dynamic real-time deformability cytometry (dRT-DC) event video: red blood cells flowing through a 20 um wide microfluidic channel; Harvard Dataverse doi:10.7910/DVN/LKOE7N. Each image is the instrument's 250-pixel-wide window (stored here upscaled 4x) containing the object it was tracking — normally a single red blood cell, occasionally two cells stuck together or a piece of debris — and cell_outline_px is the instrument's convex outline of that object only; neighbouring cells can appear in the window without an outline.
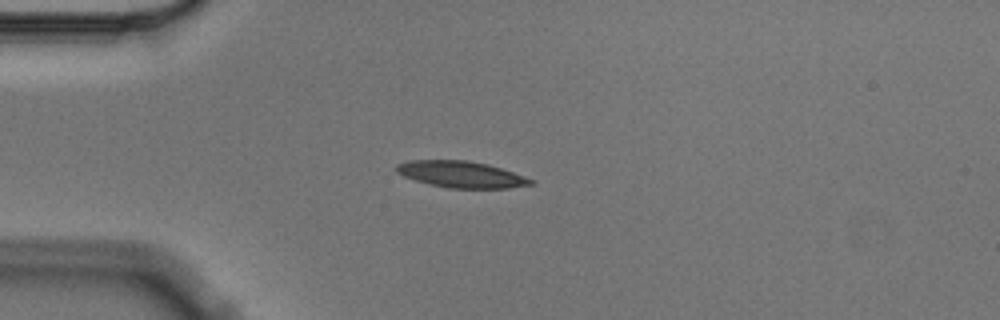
{"species": "Egyptian fruit bat (a non-hibernating species)", "species_latin": "Rousettus aegyptiacus", "temperature_condition": "cold", "stored_images_in_passage": 5, "camera_frame_rate_fps": 3000, "um_per_image_px": 0.085, "animal": {"sex": "male"}, "frame": {"image": 1, "passage_image": 4, "time_ms": 1.0, "image_size_px": [1000, 320], "cell_outline_px": [[536, 184], [508, 188], [448, 188], [416, 180], [404, 176], [396, 172], [396, 164], [408, 160], [468, 160], [488, 164], [536, 180]], "centroid_in_image_um": [39.23, 14.82], "position_along_channel_um": 45.8, "area_um2": 20.69}}